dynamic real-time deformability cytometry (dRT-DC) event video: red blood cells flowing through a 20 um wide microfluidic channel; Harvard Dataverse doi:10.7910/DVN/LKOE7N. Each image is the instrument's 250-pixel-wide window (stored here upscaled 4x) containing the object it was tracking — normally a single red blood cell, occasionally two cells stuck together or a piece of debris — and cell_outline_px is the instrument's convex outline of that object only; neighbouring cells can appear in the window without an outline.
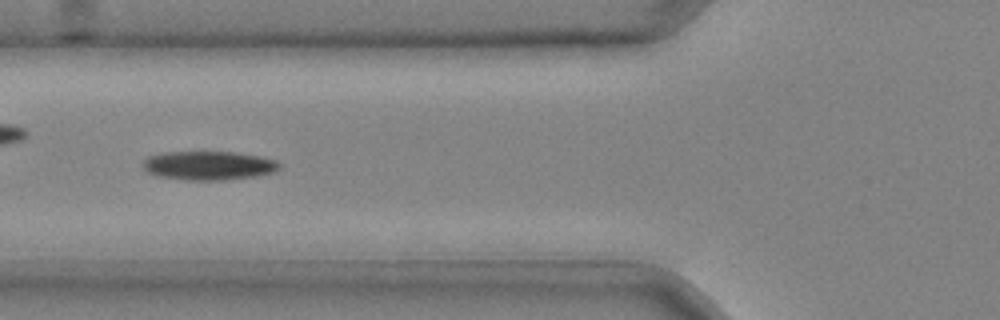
{"species": "common noctule bat (a hibernating species)", "species_latin": "Nyctalus noctula", "temperature_condition": "cold", "stored_images_in_passage": 41, "camera_frame_rate_fps": 3000, "um_per_image_px": 0.085, "animal": {"sex": "male", "body_mass_g": 20.4}, "frame": {"image": 1, "passage_image": 15, "time_ms": 4.667, "image_size_px": [1000, 320], "cell_outline_px": [[280, 168], [272, 172], [252, 176], [224, 180], [188, 180], [160, 176], [148, 172], [144, 168], [144, 160], [148, 156], [164, 152], [236, 152], [260, 156], [276, 160], [280, 164]], "centroid_in_image_um": [17.74, 14.06], "position_along_channel_um": 108.1, "area_um2": 22.72}}
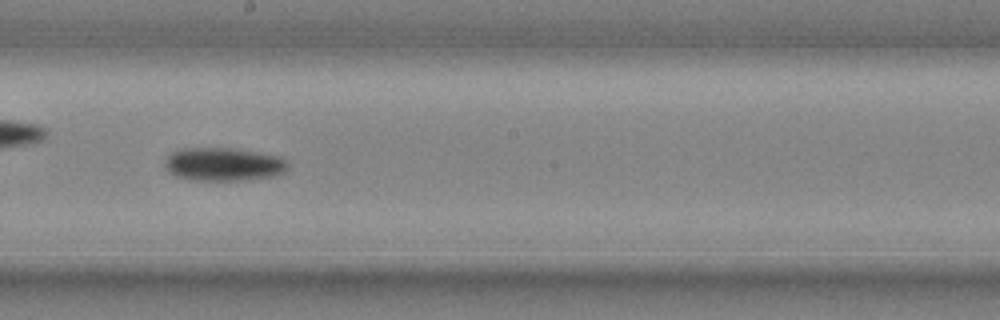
{"frame": {"image": 2, "passage_image": 23, "time_ms": 7.333, "image_size_px": [1000, 320], "cell_outline_px": [[288, 168], [284, 172], [272, 176], [240, 180], [192, 180], [176, 176], [168, 172], [164, 164], [164, 160], [172, 152], [184, 148], [232, 148], [260, 152], [280, 156], [288, 160]], "centroid_in_image_um": [19.0, 13.95], "position_along_channel_um": 229.2, "area_um2": 23.99}}
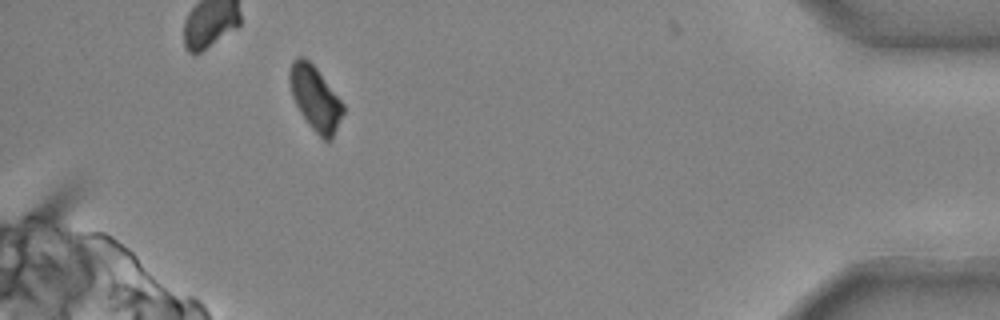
{"frame": {"image": 3, "passage_image": 38, "time_ms": 12.333, "image_size_px": [1000, 320], "cell_outline_px": [[344, 112], [332, 140], [324, 140], [308, 124], [300, 112], [292, 96], [288, 80], [288, 72], [292, 60], [296, 56], [304, 56], [316, 68], [344, 104]], "centroid_in_image_um": [26.77, 8.33], "position_along_channel_um": 408.4, "area_um2": 20.06}}